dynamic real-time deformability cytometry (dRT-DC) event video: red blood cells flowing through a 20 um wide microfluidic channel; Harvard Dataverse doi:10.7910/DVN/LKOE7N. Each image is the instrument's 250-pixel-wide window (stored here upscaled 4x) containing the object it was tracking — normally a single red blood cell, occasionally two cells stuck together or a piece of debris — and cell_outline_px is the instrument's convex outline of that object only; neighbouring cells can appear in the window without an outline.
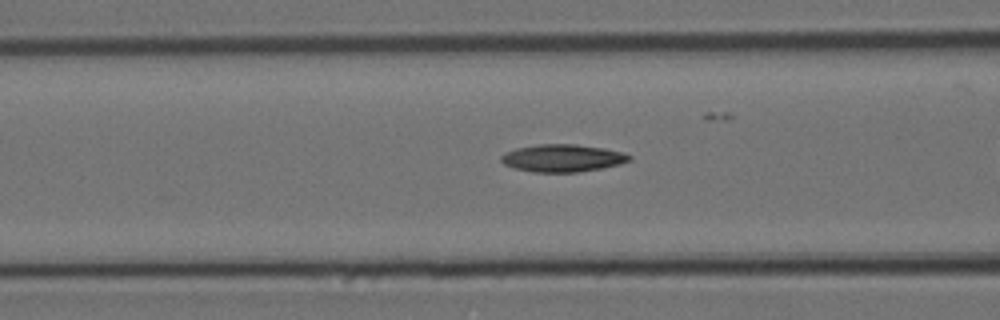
{"species": "Egyptian fruit bat (a non-hibernating species)", "species_latin": "Rousettus aegyptiacus", "temperature_condition": "cold", "stored_images_in_passage": 29, "camera_frame_rate_fps": 3000, "um_per_image_px": 0.085, "animal": {"sex": "female"}, "frame": {"image": 1, "passage_image": 7, "time_ms": 2.0, "image_size_px": [1000, 320], "cell_outline_px": [[632, 160], [620, 164], [600, 168], [576, 172], [532, 172], [516, 168], [504, 164], [500, 160], [500, 156], [516, 148], [536, 144], [576, 144], [604, 148], [624, 152], [632, 156]], "centroid_in_image_um": [47.84, 13.43], "position_along_channel_um": 118.8, "area_um2": 20.52}}
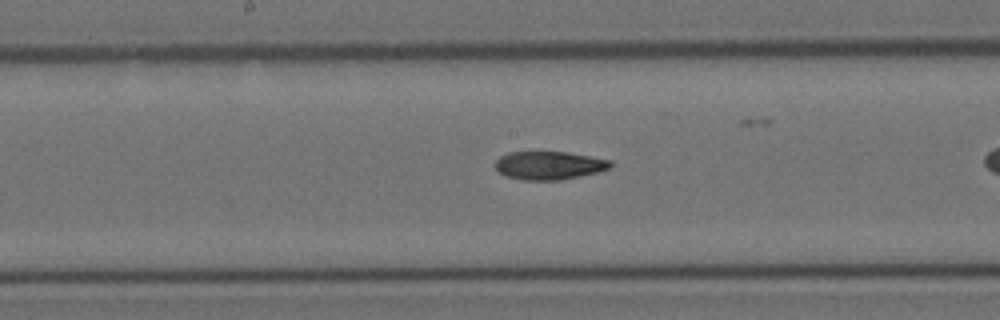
{"frame": {"image": 2, "passage_image": 14, "time_ms": 4.333, "image_size_px": [1000, 320], "cell_outline_px": [[612, 168], [600, 172], [560, 180], [524, 180], [504, 176], [492, 164], [500, 156], [508, 152], [568, 152], [612, 160]], "centroid_in_image_um": [46.69, 14.06], "position_along_channel_um": 201.5, "area_um2": 19.25}}
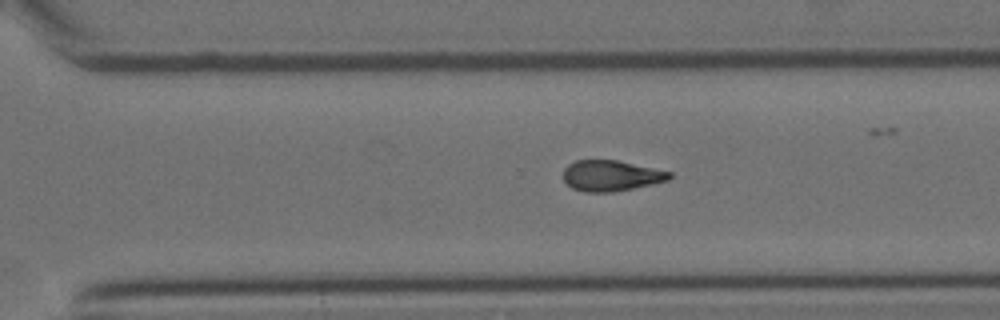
{"frame": {"image": 3, "passage_image": 24, "time_ms": 7.667, "image_size_px": [1000, 320], "cell_outline_px": [[672, 176], [668, 180], [652, 184], [612, 192], [584, 192], [572, 188], [564, 180], [564, 168], [568, 164], [576, 160], [616, 160], [672, 172]], "centroid_in_image_um": [51.92, 14.93], "position_along_channel_um": 318.7, "area_um2": 18.9}}